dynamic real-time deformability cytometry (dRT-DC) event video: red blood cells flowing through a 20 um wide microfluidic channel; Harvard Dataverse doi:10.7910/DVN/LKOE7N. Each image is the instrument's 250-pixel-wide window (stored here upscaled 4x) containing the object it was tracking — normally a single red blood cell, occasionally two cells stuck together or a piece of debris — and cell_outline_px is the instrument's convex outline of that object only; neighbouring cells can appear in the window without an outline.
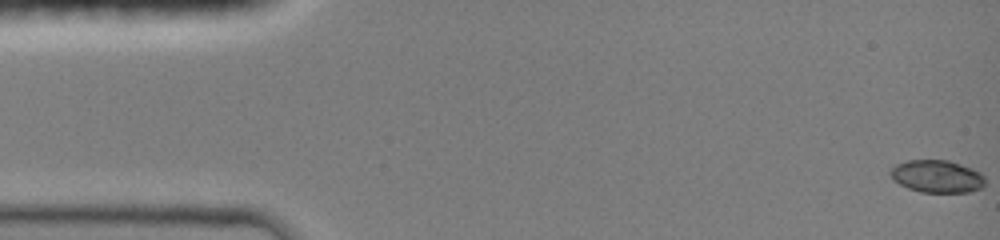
{"species": "common noctule bat (a hibernating species)", "species_latin": "Nyctalus noctula", "temperature_condition": "room temperature", "stored_images_in_passage": 39, "camera_frame_rate_fps": 3000, "um_per_image_px": 0.085, "animal": {"sex": "female", "body_mass_g": 19.0, "forearm_length_mm": 51.5}, "frame": {"image": 1, "passage_image": 1, "time_ms": 0.0, "image_size_px": [1000, 240], "cell_outline_px": [[984, 184], [980, 188], [968, 192], [920, 192], [908, 188], [900, 184], [892, 176], [892, 168], [896, 164], [908, 160], [948, 160], [980, 172], [984, 176]], "centroid_in_image_um": [79.66, 14.99], "position_along_channel_um": 5.3, "area_um2": 17.57}}
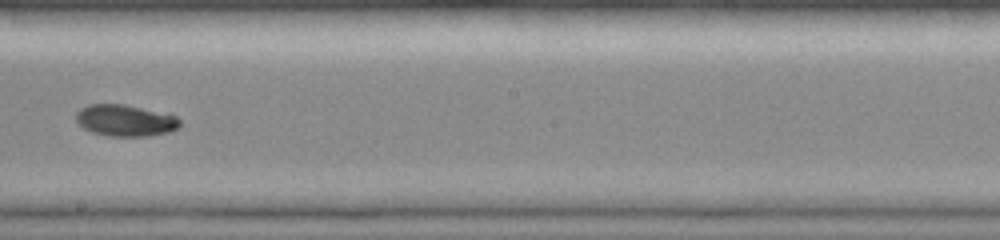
{"frame": {"image": 2, "passage_image": 19, "time_ms": 8.667, "image_size_px": [1000, 240], "cell_outline_px": [[180, 124], [176, 128], [168, 132], [148, 136], [108, 136], [92, 132], [84, 128], [76, 120], [76, 112], [80, 108], [88, 104], [124, 104], [168, 112], [176, 116], [180, 120]], "centroid_in_image_um": [10.66, 10.22], "position_along_channel_um": 237.5, "area_um2": 19.31}}
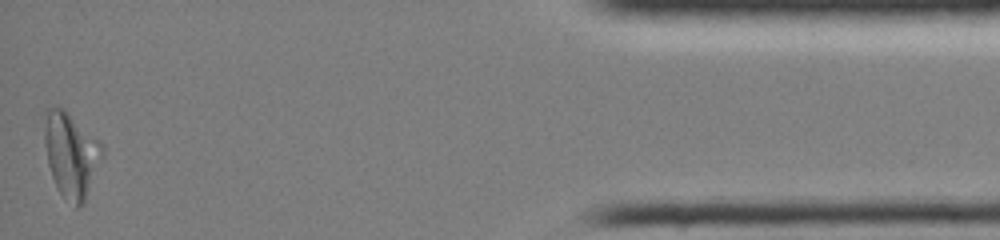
{"frame": {"image": 3, "passage_image": 38, "time_ms": 15.0, "image_size_px": [1000, 240], "cell_outline_px": [[104, 156], [84, 204], [80, 208], [76, 208], [60, 192], [52, 176], [48, 164], [44, 144], [44, 128], [48, 108], [64, 108], [100, 140], [104, 148]], "centroid_in_image_um": [6.09, 13.17], "position_along_channel_um": 429.1, "area_um2": 28.78}}